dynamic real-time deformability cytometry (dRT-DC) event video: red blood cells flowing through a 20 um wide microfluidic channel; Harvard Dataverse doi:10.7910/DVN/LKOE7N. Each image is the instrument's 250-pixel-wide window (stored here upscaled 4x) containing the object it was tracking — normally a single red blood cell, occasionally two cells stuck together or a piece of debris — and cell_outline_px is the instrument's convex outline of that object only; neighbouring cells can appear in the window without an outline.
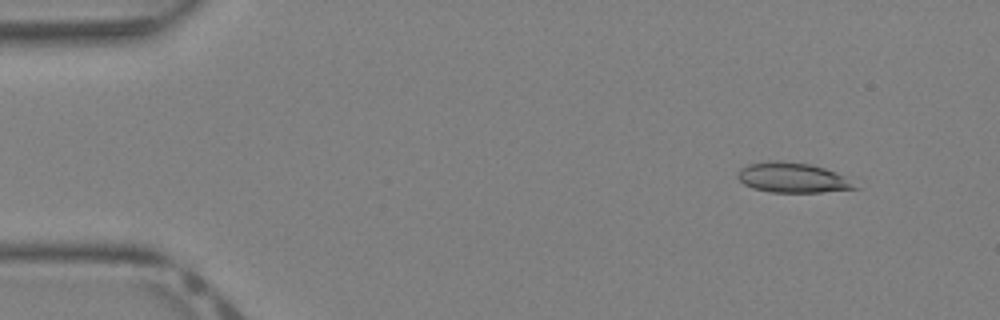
{"species": "Egyptian fruit bat (a non-hibernating species)", "species_latin": "Rousettus aegyptiacus", "temperature_condition": "warm", "stored_images_in_passage": 37, "camera_frame_rate_fps": 3000, "um_per_image_px": 0.085, "animal": {"sex": "female"}, "frame": {"image": 1, "passage_image": 1, "time_ms": 0.0, "image_size_px": [1000, 320], "cell_outline_px": [[860, 188], [820, 192], [772, 192], [752, 188], [744, 184], [736, 176], [736, 172], [740, 168], [748, 164], [776, 160], [812, 164], [824, 168], [840, 176]], "centroid_in_image_um": [67.26, 15.1], "position_along_channel_um": 17.7, "area_um2": 20.11}}
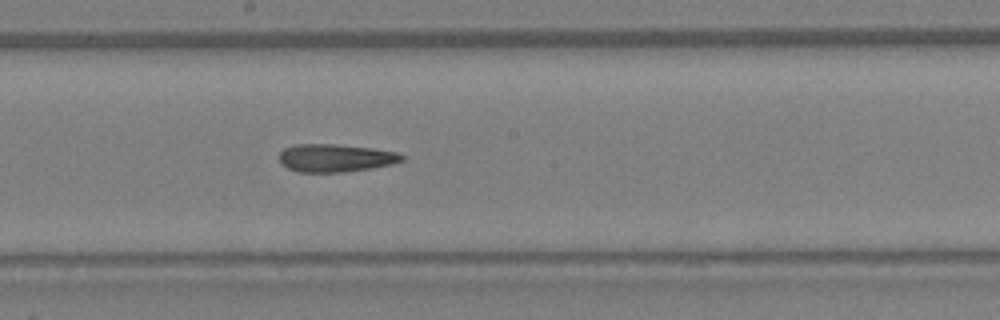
{"frame": {"image": 2, "passage_image": 19, "time_ms": 6.0, "image_size_px": [1000, 320], "cell_outline_px": [[404, 160], [392, 164], [372, 168], [344, 172], [300, 172], [288, 168], [280, 160], [280, 152], [284, 148], [296, 144], [332, 144], [372, 148], [396, 152], [404, 156]], "centroid_in_image_um": [28.53, 13.43], "position_along_channel_um": 219.7, "area_um2": 19.77}}
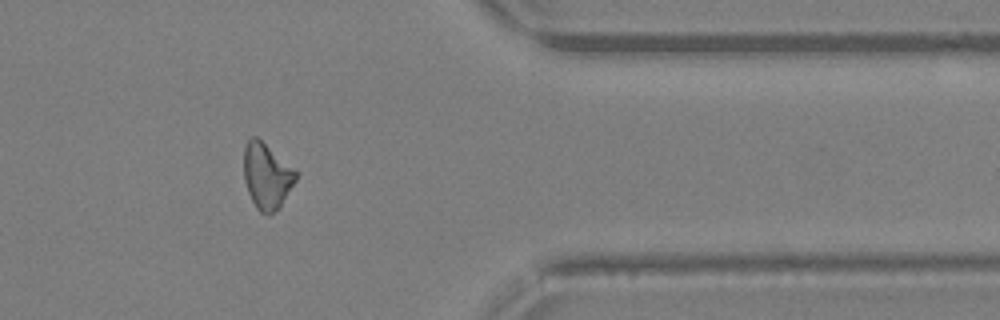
{"frame": {"image": 3, "passage_image": 30, "time_ms": 9.667, "image_size_px": [1000, 320], "cell_outline_px": [[296, 180], [280, 208], [268, 216], [260, 212], [256, 208], [248, 192], [244, 180], [244, 148], [248, 140], [252, 136], [256, 136], [292, 168], [296, 172]], "centroid_in_image_um": [22.65, 15.01], "position_along_channel_um": 388.8, "area_um2": 19.65}}